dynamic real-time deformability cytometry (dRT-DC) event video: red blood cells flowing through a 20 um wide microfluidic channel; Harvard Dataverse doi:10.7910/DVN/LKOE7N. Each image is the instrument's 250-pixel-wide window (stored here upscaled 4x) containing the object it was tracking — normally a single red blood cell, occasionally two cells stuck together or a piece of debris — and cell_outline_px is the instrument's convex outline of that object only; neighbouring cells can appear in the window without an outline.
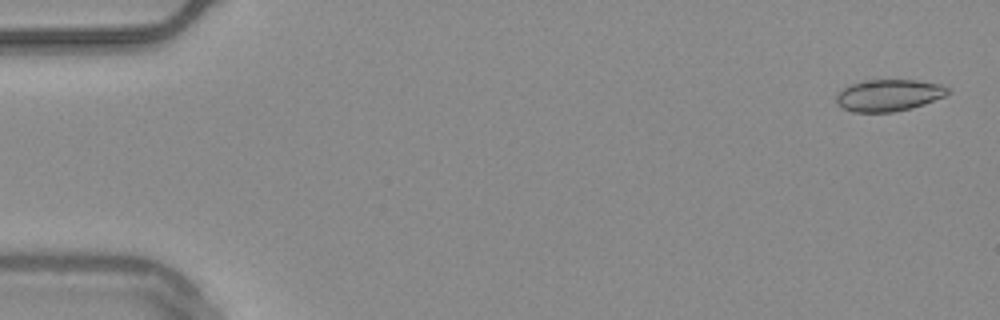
{"species": "common noctule bat (a hibernating species)", "species_latin": "Nyctalus noctula", "temperature_condition": "warm", "stored_images_in_passage": 54, "camera_frame_rate_fps": 3000, "um_per_image_px": 0.085, "animal": {"sex": "male", "body_mass_g": 20.4}, "frame": {"image": 1, "passage_image": 1, "time_ms": 0.0, "image_size_px": [1000, 320], "cell_outline_px": [[952, 92], [944, 96], [924, 104], [912, 108], [892, 112], [852, 112], [836, 104], [836, 92], [852, 84], [864, 80], [916, 80], [940, 84], [948, 88]], "centroid_in_image_um": [75.53, 8.1], "position_along_channel_um": 9.5, "area_um2": 20.69}}
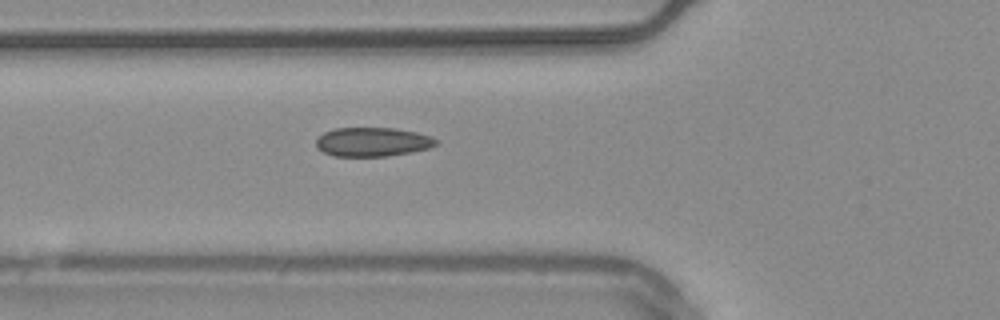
{"frame": {"image": 2, "passage_image": 19, "time_ms": 6.0, "image_size_px": [1000, 320], "cell_outline_px": [[440, 140], [436, 144], [428, 148], [412, 152], [388, 156], [332, 156], [316, 148], [316, 140], [324, 132], [336, 128], [396, 128], [416, 132], [432, 136]], "centroid_in_image_um": [31.68, 12.06], "position_along_channel_um": 94.1, "area_um2": 20.4}}
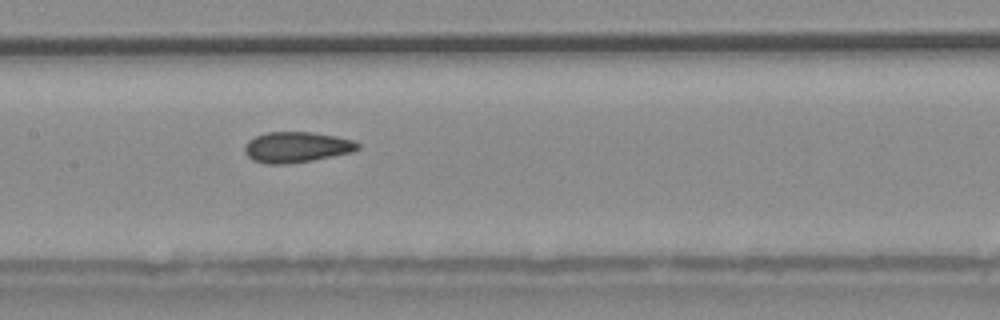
{"frame": {"image": 3, "passage_image": 26, "time_ms": 8.333, "image_size_px": [1000, 320], "cell_outline_px": [[360, 148], [352, 152], [308, 160], [284, 164], [268, 164], [252, 160], [244, 152], [244, 148], [248, 140], [256, 136], [268, 132], [312, 132], [336, 136], [352, 140], [360, 144]], "centroid_in_image_um": [25.18, 12.49], "position_along_channel_um": 182.2, "area_um2": 19.94}, "authors_computed_cell_mechanics": {"area_um2": 20.1433, "velocity_mm_per_s": 3.7479, "shape_relaxation_time_tau1_ms": null, "shape_relaxation_time_tau2_ms": 2.2447, "deformation_change_tau1": null, "deformation_change_tau2": 0.0689}}